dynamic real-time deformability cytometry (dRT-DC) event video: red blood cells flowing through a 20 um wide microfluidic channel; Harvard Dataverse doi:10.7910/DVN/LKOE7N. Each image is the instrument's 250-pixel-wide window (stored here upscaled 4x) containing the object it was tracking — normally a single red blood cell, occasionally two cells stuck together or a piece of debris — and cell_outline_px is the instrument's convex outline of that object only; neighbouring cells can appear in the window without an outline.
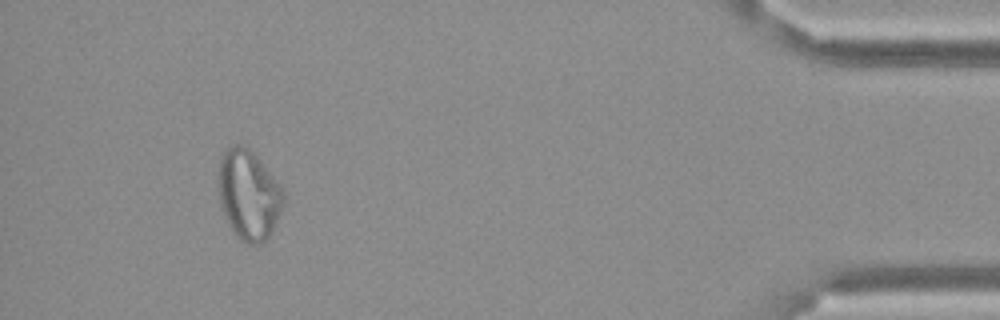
{"species": "Egyptian fruit bat (a non-hibernating species)", "species_latin": "Rousettus aegyptiacus", "temperature_condition": "cold", "stored_images_in_passage": 16, "segment_of_instrument_passage": [1, 2], "camera_frame_rate_fps": 3000, "um_per_image_px": 0.085, "frame": {"image": 1, "passage_image": 14, "time_ms": 4.333, "image_size_px": [1000, 320], "cell_outline_px": [[284, 204], [272, 232], [260, 244], [248, 244], [240, 240], [236, 236], [220, 204], [220, 156], [228, 144], [240, 144], [248, 148], [256, 156], [280, 184], [284, 192]], "centroid_in_image_um": [21.16, 16.54], "position_along_channel_um": 414.0, "area_um2": 33.7}}